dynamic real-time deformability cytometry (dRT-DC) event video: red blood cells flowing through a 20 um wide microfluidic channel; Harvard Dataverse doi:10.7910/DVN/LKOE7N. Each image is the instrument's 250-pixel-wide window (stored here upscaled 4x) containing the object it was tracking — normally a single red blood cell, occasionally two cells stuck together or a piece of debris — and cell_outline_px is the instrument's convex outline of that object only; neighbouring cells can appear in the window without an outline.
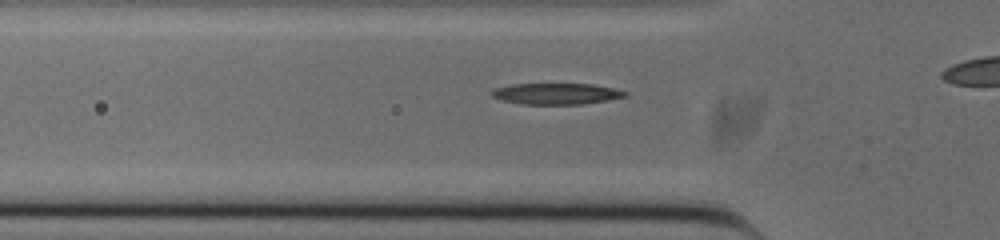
{"species": "common noctule bat (a hibernating species)", "species_latin": "Nyctalus noctula", "temperature_condition": "cold", "stored_images_in_passage": 36, "camera_frame_rate_fps": 3000, "um_per_image_px": 0.085, "animal": {"sex": "male", "body_mass_g": 20.0, "forearm_length_mm": 53.3}, "frame": {"image": 1, "passage_image": 12, "time_ms": 3.667, "image_size_px": [1000, 240], "cell_outline_px": [[628, 96], [608, 100], [580, 104], [524, 104], [504, 100], [492, 96], [492, 92], [496, 88], [512, 84], [592, 84], [612, 88], [628, 92]], "centroid_in_image_um": [47.34, 7.96], "position_along_channel_um": 78.5, "area_um2": 16.18}}
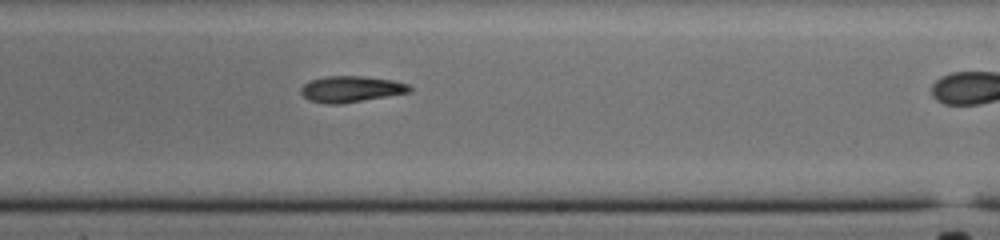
{"frame": {"image": 2, "passage_image": 26, "time_ms": 8.333, "image_size_px": [1000, 240], "cell_outline_px": [[412, 92], [340, 104], [324, 104], [308, 100], [300, 92], [300, 88], [308, 80], [324, 76], [364, 76], [392, 80], [408, 84], [412, 88]], "centroid_in_image_um": [29.81, 7.57], "position_along_channel_um": 259.2, "area_um2": 16.76}}
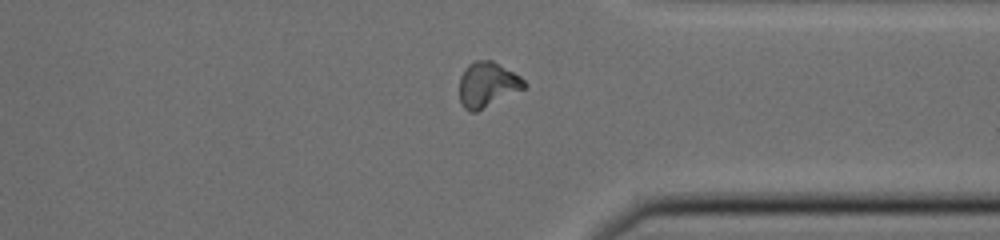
{"frame": {"image": 3, "passage_image": 35, "time_ms": 11.333, "image_size_px": [1000, 240], "cell_outline_px": [[528, 84], [524, 88], [476, 112], [468, 112], [464, 108], [460, 100], [460, 76], [464, 68], [468, 64], [476, 60], [492, 60], [520, 76]], "centroid_in_image_um": [41.41, 7.18], "position_along_channel_um": 370.0, "area_um2": 16.94}}